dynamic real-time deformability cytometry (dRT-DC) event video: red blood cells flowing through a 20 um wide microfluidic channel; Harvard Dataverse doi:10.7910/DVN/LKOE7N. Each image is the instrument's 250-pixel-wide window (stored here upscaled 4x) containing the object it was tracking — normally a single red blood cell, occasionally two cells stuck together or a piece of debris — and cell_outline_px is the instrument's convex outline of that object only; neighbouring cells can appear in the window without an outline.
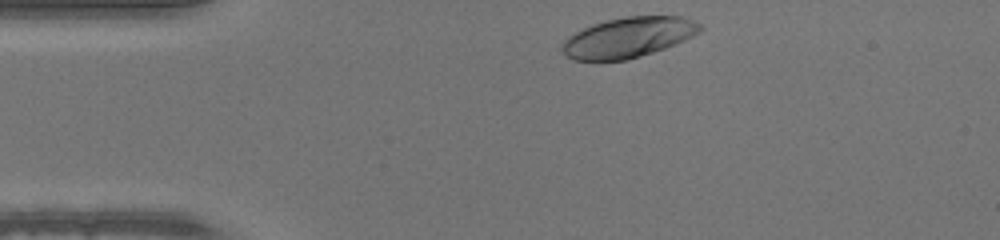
{"species": "human", "species_latin": "Homo sapiens", "temperature_condition": "warm", "stored_images_in_passage": 31, "camera_frame_rate_fps": 3000, "um_per_image_px": 0.085, "donor": {"sex": "male"}, "frame": {"image": 1, "passage_image": 1, "time_ms": 0.0, "image_size_px": [1000, 240], "cell_outline_px": [[704, 28], [700, 32], [684, 40], [664, 48], [628, 60], [572, 60], [560, 48], [564, 40], [568, 36], [592, 24], [608, 20], [628, 16], [680, 16], [692, 20], [700, 24]], "centroid_in_image_um": [53.41, 3.18], "position_along_channel_um": 31.6, "area_um2": 32.08}}
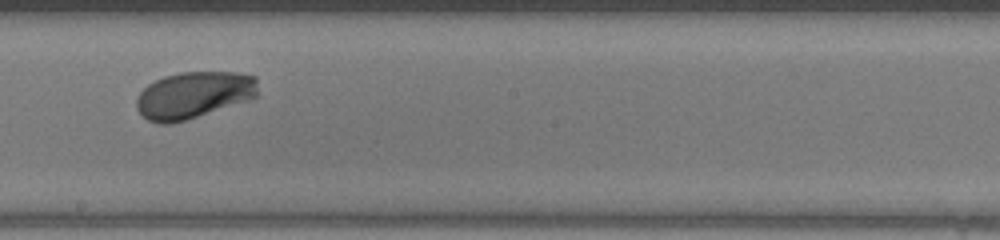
{"frame": {"image": 2, "passage_image": 19, "time_ms": 6.0, "image_size_px": [1000, 240], "cell_outline_px": [[256, 96], [248, 100], [172, 124], [160, 124], [148, 120], [136, 108], [136, 96], [148, 84], [164, 76], [180, 72], [236, 72], [256, 76]], "centroid_in_image_um": [16.43, 8.07], "position_along_channel_um": 231.8, "area_um2": 32.95}}
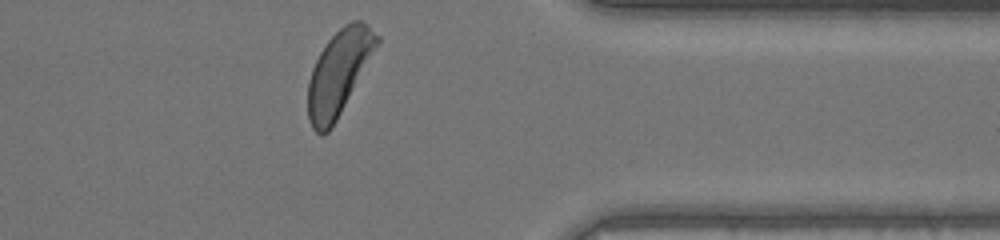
{"frame": {"image": 3, "passage_image": 31, "time_ms": 10.0, "image_size_px": [1000, 240], "cell_outline_px": [[380, 40], [336, 120], [328, 132], [316, 132], [312, 128], [308, 120], [308, 80], [312, 68], [320, 52], [328, 40], [344, 24], [352, 20], [360, 20], [368, 24], [380, 36]], "centroid_in_image_um": [28.78, 6.13], "position_along_channel_um": 382.6, "area_um2": 33.23}}